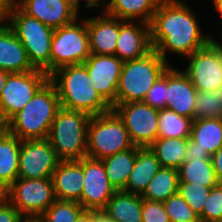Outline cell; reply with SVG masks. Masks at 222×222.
<instances>
[{"mask_svg":"<svg viewBox=\"0 0 222 222\" xmlns=\"http://www.w3.org/2000/svg\"><path fill=\"white\" fill-rule=\"evenodd\" d=\"M9 74H10L9 72H6L4 70H0V97H1V92L6 84Z\"/></svg>","mask_w":222,"mask_h":222,"instance_id":"45","label":"cell"},{"mask_svg":"<svg viewBox=\"0 0 222 222\" xmlns=\"http://www.w3.org/2000/svg\"><path fill=\"white\" fill-rule=\"evenodd\" d=\"M212 165L219 183H222V146L211 155Z\"/></svg>","mask_w":222,"mask_h":222,"instance_id":"42","label":"cell"},{"mask_svg":"<svg viewBox=\"0 0 222 222\" xmlns=\"http://www.w3.org/2000/svg\"><path fill=\"white\" fill-rule=\"evenodd\" d=\"M91 116L60 107L47 140L60 161H79L87 157V135Z\"/></svg>","mask_w":222,"mask_h":222,"instance_id":"5","label":"cell"},{"mask_svg":"<svg viewBox=\"0 0 222 222\" xmlns=\"http://www.w3.org/2000/svg\"><path fill=\"white\" fill-rule=\"evenodd\" d=\"M222 33V32H220ZM222 37V34H221ZM221 41L217 40V37H214V35L211 34V42L219 49L222 51V39Z\"/></svg>","mask_w":222,"mask_h":222,"instance_id":"48","label":"cell"},{"mask_svg":"<svg viewBox=\"0 0 222 222\" xmlns=\"http://www.w3.org/2000/svg\"><path fill=\"white\" fill-rule=\"evenodd\" d=\"M20 149L21 140L2 127L0 129V196H3V193L18 178Z\"/></svg>","mask_w":222,"mask_h":222,"instance_id":"22","label":"cell"},{"mask_svg":"<svg viewBox=\"0 0 222 222\" xmlns=\"http://www.w3.org/2000/svg\"><path fill=\"white\" fill-rule=\"evenodd\" d=\"M179 182L194 183L210 188L219 184L211 158H193L184 161L178 169Z\"/></svg>","mask_w":222,"mask_h":222,"instance_id":"30","label":"cell"},{"mask_svg":"<svg viewBox=\"0 0 222 222\" xmlns=\"http://www.w3.org/2000/svg\"><path fill=\"white\" fill-rule=\"evenodd\" d=\"M170 65L155 49L144 57L123 62L116 104L143 101L148 90Z\"/></svg>","mask_w":222,"mask_h":222,"instance_id":"6","label":"cell"},{"mask_svg":"<svg viewBox=\"0 0 222 222\" xmlns=\"http://www.w3.org/2000/svg\"><path fill=\"white\" fill-rule=\"evenodd\" d=\"M188 138H157L150 146L161 167L179 169L184 163Z\"/></svg>","mask_w":222,"mask_h":222,"instance_id":"28","label":"cell"},{"mask_svg":"<svg viewBox=\"0 0 222 222\" xmlns=\"http://www.w3.org/2000/svg\"><path fill=\"white\" fill-rule=\"evenodd\" d=\"M76 222H96V211L85 210Z\"/></svg>","mask_w":222,"mask_h":222,"instance_id":"43","label":"cell"},{"mask_svg":"<svg viewBox=\"0 0 222 222\" xmlns=\"http://www.w3.org/2000/svg\"><path fill=\"white\" fill-rule=\"evenodd\" d=\"M6 7H8L14 0H0Z\"/></svg>","mask_w":222,"mask_h":222,"instance_id":"50","label":"cell"},{"mask_svg":"<svg viewBox=\"0 0 222 222\" xmlns=\"http://www.w3.org/2000/svg\"><path fill=\"white\" fill-rule=\"evenodd\" d=\"M50 81L57 89L60 107L82 111L90 116L112 110L93 87L84 64L61 67L50 75Z\"/></svg>","mask_w":222,"mask_h":222,"instance_id":"2","label":"cell"},{"mask_svg":"<svg viewBox=\"0 0 222 222\" xmlns=\"http://www.w3.org/2000/svg\"><path fill=\"white\" fill-rule=\"evenodd\" d=\"M51 178L57 200L76 201L81 205L83 158L79 161H60Z\"/></svg>","mask_w":222,"mask_h":222,"instance_id":"20","label":"cell"},{"mask_svg":"<svg viewBox=\"0 0 222 222\" xmlns=\"http://www.w3.org/2000/svg\"><path fill=\"white\" fill-rule=\"evenodd\" d=\"M160 168V162L149 147L139 148L133 169L122 191L141 195Z\"/></svg>","mask_w":222,"mask_h":222,"instance_id":"23","label":"cell"},{"mask_svg":"<svg viewBox=\"0 0 222 222\" xmlns=\"http://www.w3.org/2000/svg\"><path fill=\"white\" fill-rule=\"evenodd\" d=\"M196 15L184 0H165L156 10L149 24L151 43L165 61L171 62L170 53L183 59L211 41Z\"/></svg>","mask_w":222,"mask_h":222,"instance_id":"1","label":"cell"},{"mask_svg":"<svg viewBox=\"0 0 222 222\" xmlns=\"http://www.w3.org/2000/svg\"><path fill=\"white\" fill-rule=\"evenodd\" d=\"M3 196L25 218H39L57 200L52 178H17Z\"/></svg>","mask_w":222,"mask_h":222,"instance_id":"9","label":"cell"},{"mask_svg":"<svg viewBox=\"0 0 222 222\" xmlns=\"http://www.w3.org/2000/svg\"><path fill=\"white\" fill-rule=\"evenodd\" d=\"M192 119L178 115L169 109H160L158 138H190Z\"/></svg>","mask_w":222,"mask_h":222,"instance_id":"31","label":"cell"},{"mask_svg":"<svg viewBox=\"0 0 222 222\" xmlns=\"http://www.w3.org/2000/svg\"><path fill=\"white\" fill-rule=\"evenodd\" d=\"M142 222H171L163 202L142 199Z\"/></svg>","mask_w":222,"mask_h":222,"instance_id":"38","label":"cell"},{"mask_svg":"<svg viewBox=\"0 0 222 222\" xmlns=\"http://www.w3.org/2000/svg\"><path fill=\"white\" fill-rule=\"evenodd\" d=\"M211 188L188 182H179L178 193L188 203L189 207L200 216Z\"/></svg>","mask_w":222,"mask_h":222,"instance_id":"34","label":"cell"},{"mask_svg":"<svg viewBox=\"0 0 222 222\" xmlns=\"http://www.w3.org/2000/svg\"><path fill=\"white\" fill-rule=\"evenodd\" d=\"M197 90L181 70L170 65L167 68L166 109L193 118Z\"/></svg>","mask_w":222,"mask_h":222,"instance_id":"18","label":"cell"},{"mask_svg":"<svg viewBox=\"0 0 222 222\" xmlns=\"http://www.w3.org/2000/svg\"><path fill=\"white\" fill-rule=\"evenodd\" d=\"M139 148L138 146H134L126 151L118 152L101 160L109 182L116 191L125 188Z\"/></svg>","mask_w":222,"mask_h":222,"instance_id":"26","label":"cell"},{"mask_svg":"<svg viewBox=\"0 0 222 222\" xmlns=\"http://www.w3.org/2000/svg\"><path fill=\"white\" fill-rule=\"evenodd\" d=\"M178 187V170L161 167L140 196L145 200L164 202L178 193Z\"/></svg>","mask_w":222,"mask_h":222,"instance_id":"27","label":"cell"},{"mask_svg":"<svg viewBox=\"0 0 222 222\" xmlns=\"http://www.w3.org/2000/svg\"><path fill=\"white\" fill-rule=\"evenodd\" d=\"M134 147L123 120L112 109L91 116L87 135V157L102 160Z\"/></svg>","mask_w":222,"mask_h":222,"instance_id":"7","label":"cell"},{"mask_svg":"<svg viewBox=\"0 0 222 222\" xmlns=\"http://www.w3.org/2000/svg\"><path fill=\"white\" fill-rule=\"evenodd\" d=\"M163 205L171 222H200L199 216L179 193L169 197Z\"/></svg>","mask_w":222,"mask_h":222,"instance_id":"35","label":"cell"},{"mask_svg":"<svg viewBox=\"0 0 222 222\" xmlns=\"http://www.w3.org/2000/svg\"><path fill=\"white\" fill-rule=\"evenodd\" d=\"M60 160L45 139L21 140L18 178H51Z\"/></svg>","mask_w":222,"mask_h":222,"instance_id":"13","label":"cell"},{"mask_svg":"<svg viewBox=\"0 0 222 222\" xmlns=\"http://www.w3.org/2000/svg\"><path fill=\"white\" fill-rule=\"evenodd\" d=\"M185 58L182 71L196 90L208 92L222 87V51L211 41Z\"/></svg>","mask_w":222,"mask_h":222,"instance_id":"11","label":"cell"},{"mask_svg":"<svg viewBox=\"0 0 222 222\" xmlns=\"http://www.w3.org/2000/svg\"><path fill=\"white\" fill-rule=\"evenodd\" d=\"M85 211L76 201L56 200L40 217L42 222H76Z\"/></svg>","mask_w":222,"mask_h":222,"instance_id":"33","label":"cell"},{"mask_svg":"<svg viewBox=\"0 0 222 222\" xmlns=\"http://www.w3.org/2000/svg\"><path fill=\"white\" fill-rule=\"evenodd\" d=\"M96 222H117V221L109 218L102 211H96Z\"/></svg>","mask_w":222,"mask_h":222,"instance_id":"44","label":"cell"},{"mask_svg":"<svg viewBox=\"0 0 222 222\" xmlns=\"http://www.w3.org/2000/svg\"><path fill=\"white\" fill-rule=\"evenodd\" d=\"M50 80L42 70L10 73L0 97V124L4 126Z\"/></svg>","mask_w":222,"mask_h":222,"instance_id":"10","label":"cell"},{"mask_svg":"<svg viewBox=\"0 0 222 222\" xmlns=\"http://www.w3.org/2000/svg\"><path fill=\"white\" fill-rule=\"evenodd\" d=\"M211 155L206 151L198 147V144L191 138H188L187 152L185 161H192L193 158H210Z\"/></svg>","mask_w":222,"mask_h":222,"instance_id":"40","label":"cell"},{"mask_svg":"<svg viewBox=\"0 0 222 222\" xmlns=\"http://www.w3.org/2000/svg\"><path fill=\"white\" fill-rule=\"evenodd\" d=\"M222 118V87L214 91L197 90L192 121Z\"/></svg>","mask_w":222,"mask_h":222,"instance_id":"32","label":"cell"},{"mask_svg":"<svg viewBox=\"0 0 222 222\" xmlns=\"http://www.w3.org/2000/svg\"><path fill=\"white\" fill-rule=\"evenodd\" d=\"M167 100V70L157 79L148 90L143 102L154 109L166 108Z\"/></svg>","mask_w":222,"mask_h":222,"instance_id":"37","label":"cell"},{"mask_svg":"<svg viewBox=\"0 0 222 222\" xmlns=\"http://www.w3.org/2000/svg\"><path fill=\"white\" fill-rule=\"evenodd\" d=\"M152 50L149 24L119 19V38L115 55L122 62L144 57Z\"/></svg>","mask_w":222,"mask_h":222,"instance_id":"17","label":"cell"},{"mask_svg":"<svg viewBox=\"0 0 222 222\" xmlns=\"http://www.w3.org/2000/svg\"><path fill=\"white\" fill-rule=\"evenodd\" d=\"M25 217L4 196H0V222H22Z\"/></svg>","mask_w":222,"mask_h":222,"instance_id":"39","label":"cell"},{"mask_svg":"<svg viewBox=\"0 0 222 222\" xmlns=\"http://www.w3.org/2000/svg\"><path fill=\"white\" fill-rule=\"evenodd\" d=\"M165 0H111L105 13L123 21L150 24L152 17Z\"/></svg>","mask_w":222,"mask_h":222,"instance_id":"24","label":"cell"},{"mask_svg":"<svg viewBox=\"0 0 222 222\" xmlns=\"http://www.w3.org/2000/svg\"><path fill=\"white\" fill-rule=\"evenodd\" d=\"M212 4L214 6V9L219 13L222 19V0H212Z\"/></svg>","mask_w":222,"mask_h":222,"instance_id":"46","label":"cell"},{"mask_svg":"<svg viewBox=\"0 0 222 222\" xmlns=\"http://www.w3.org/2000/svg\"><path fill=\"white\" fill-rule=\"evenodd\" d=\"M112 109L123 120L134 146L149 147L158 138L159 110L143 101L115 104Z\"/></svg>","mask_w":222,"mask_h":222,"instance_id":"12","label":"cell"},{"mask_svg":"<svg viewBox=\"0 0 222 222\" xmlns=\"http://www.w3.org/2000/svg\"><path fill=\"white\" fill-rule=\"evenodd\" d=\"M83 190L81 205L85 210L102 211L116 192L106 175L101 160L83 158Z\"/></svg>","mask_w":222,"mask_h":222,"instance_id":"14","label":"cell"},{"mask_svg":"<svg viewBox=\"0 0 222 222\" xmlns=\"http://www.w3.org/2000/svg\"><path fill=\"white\" fill-rule=\"evenodd\" d=\"M6 6L0 1V23L6 20Z\"/></svg>","mask_w":222,"mask_h":222,"instance_id":"47","label":"cell"},{"mask_svg":"<svg viewBox=\"0 0 222 222\" xmlns=\"http://www.w3.org/2000/svg\"><path fill=\"white\" fill-rule=\"evenodd\" d=\"M59 108L57 89L49 80L3 127L20 140L45 139Z\"/></svg>","mask_w":222,"mask_h":222,"instance_id":"3","label":"cell"},{"mask_svg":"<svg viewBox=\"0 0 222 222\" xmlns=\"http://www.w3.org/2000/svg\"><path fill=\"white\" fill-rule=\"evenodd\" d=\"M14 3L25 14L53 29L71 24L81 15L72 0H14Z\"/></svg>","mask_w":222,"mask_h":222,"instance_id":"16","label":"cell"},{"mask_svg":"<svg viewBox=\"0 0 222 222\" xmlns=\"http://www.w3.org/2000/svg\"><path fill=\"white\" fill-rule=\"evenodd\" d=\"M102 212L117 222H142V197L116 191Z\"/></svg>","mask_w":222,"mask_h":222,"instance_id":"25","label":"cell"},{"mask_svg":"<svg viewBox=\"0 0 222 222\" xmlns=\"http://www.w3.org/2000/svg\"><path fill=\"white\" fill-rule=\"evenodd\" d=\"M22 222H42L39 218H25Z\"/></svg>","mask_w":222,"mask_h":222,"instance_id":"49","label":"cell"},{"mask_svg":"<svg viewBox=\"0 0 222 222\" xmlns=\"http://www.w3.org/2000/svg\"><path fill=\"white\" fill-rule=\"evenodd\" d=\"M190 138L202 150H206L210 155H213L222 146V118L193 121Z\"/></svg>","mask_w":222,"mask_h":222,"instance_id":"29","label":"cell"},{"mask_svg":"<svg viewBox=\"0 0 222 222\" xmlns=\"http://www.w3.org/2000/svg\"><path fill=\"white\" fill-rule=\"evenodd\" d=\"M86 20L91 54L115 55L119 38V19L102 12Z\"/></svg>","mask_w":222,"mask_h":222,"instance_id":"19","label":"cell"},{"mask_svg":"<svg viewBox=\"0 0 222 222\" xmlns=\"http://www.w3.org/2000/svg\"><path fill=\"white\" fill-rule=\"evenodd\" d=\"M93 87L100 96L113 107L123 62L116 55L90 54L83 63Z\"/></svg>","mask_w":222,"mask_h":222,"instance_id":"15","label":"cell"},{"mask_svg":"<svg viewBox=\"0 0 222 222\" xmlns=\"http://www.w3.org/2000/svg\"><path fill=\"white\" fill-rule=\"evenodd\" d=\"M5 22L24 46L31 65L51 75V41L55 29L25 14L14 2L6 8Z\"/></svg>","mask_w":222,"mask_h":222,"instance_id":"4","label":"cell"},{"mask_svg":"<svg viewBox=\"0 0 222 222\" xmlns=\"http://www.w3.org/2000/svg\"><path fill=\"white\" fill-rule=\"evenodd\" d=\"M212 222H222V218L221 219H218V220H214Z\"/></svg>","mask_w":222,"mask_h":222,"instance_id":"51","label":"cell"},{"mask_svg":"<svg viewBox=\"0 0 222 222\" xmlns=\"http://www.w3.org/2000/svg\"><path fill=\"white\" fill-rule=\"evenodd\" d=\"M90 54L86 20L78 17L73 23L54 31L51 41V74L64 66L83 64Z\"/></svg>","mask_w":222,"mask_h":222,"instance_id":"8","label":"cell"},{"mask_svg":"<svg viewBox=\"0 0 222 222\" xmlns=\"http://www.w3.org/2000/svg\"><path fill=\"white\" fill-rule=\"evenodd\" d=\"M0 70L9 73L35 70L24 46L5 21L0 23Z\"/></svg>","mask_w":222,"mask_h":222,"instance_id":"21","label":"cell"},{"mask_svg":"<svg viewBox=\"0 0 222 222\" xmlns=\"http://www.w3.org/2000/svg\"><path fill=\"white\" fill-rule=\"evenodd\" d=\"M222 218V183L211 188L209 197L205 202L200 222H212Z\"/></svg>","mask_w":222,"mask_h":222,"instance_id":"36","label":"cell"},{"mask_svg":"<svg viewBox=\"0 0 222 222\" xmlns=\"http://www.w3.org/2000/svg\"><path fill=\"white\" fill-rule=\"evenodd\" d=\"M73 1V4H74V7L75 9L80 13V4L82 2V0H72ZM84 1V5L85 6V9H89L91 10L93 7H97L98 8H104L102 9L103 12H106L107 8H108V5H109V2L110 1H105V0H83Z\"/></svg>","mask_w":222,"mask_h":222,"instance_id":"41","label":"cell"}]
</instances>
